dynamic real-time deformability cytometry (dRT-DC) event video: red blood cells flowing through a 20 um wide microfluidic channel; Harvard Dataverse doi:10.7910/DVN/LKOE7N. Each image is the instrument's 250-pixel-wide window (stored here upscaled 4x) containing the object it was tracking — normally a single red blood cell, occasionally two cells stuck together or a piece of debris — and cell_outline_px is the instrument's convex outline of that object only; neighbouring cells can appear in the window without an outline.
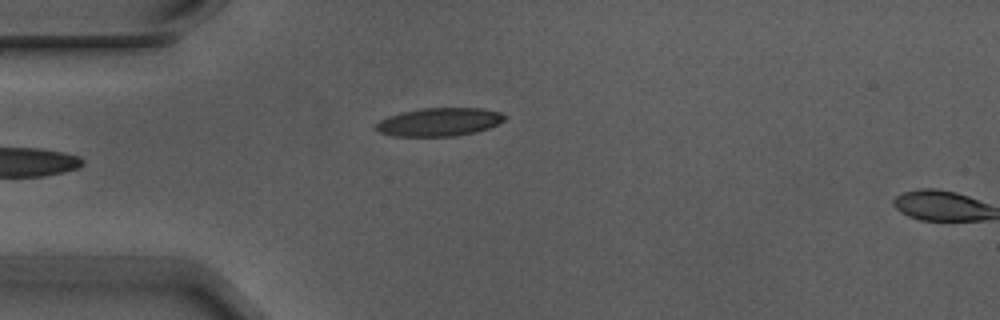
{"species": "Egyptian fruit bat (a non-hibernating species)", "species_latin": "Rousettus aegyptiacus", "temperature_condition": "warm", "stored_images_in_passage": 5, "camera_frame_rate_fps": 3000, "um_per_image_px": 0.085, "animal": {"sex": "male"}, "frame": {"image": 1, "passage_image": 5, "time_ms": 1.333, "image_size_px": [1000, 320], "cell_outline_px": [[508, 116], [504, 120], [488, 128], [476, 132], [452, 136], [392, 136], [380, 132], [376, 128], [376, 124], [380, 120], [388, 116], [400, 112], [420, 108], [480, 108], [500, 112]], "centroid_in_image_um": [37.33, 10.36], "position_along_channel_um": 47.7, "area_um2": 21.15}}